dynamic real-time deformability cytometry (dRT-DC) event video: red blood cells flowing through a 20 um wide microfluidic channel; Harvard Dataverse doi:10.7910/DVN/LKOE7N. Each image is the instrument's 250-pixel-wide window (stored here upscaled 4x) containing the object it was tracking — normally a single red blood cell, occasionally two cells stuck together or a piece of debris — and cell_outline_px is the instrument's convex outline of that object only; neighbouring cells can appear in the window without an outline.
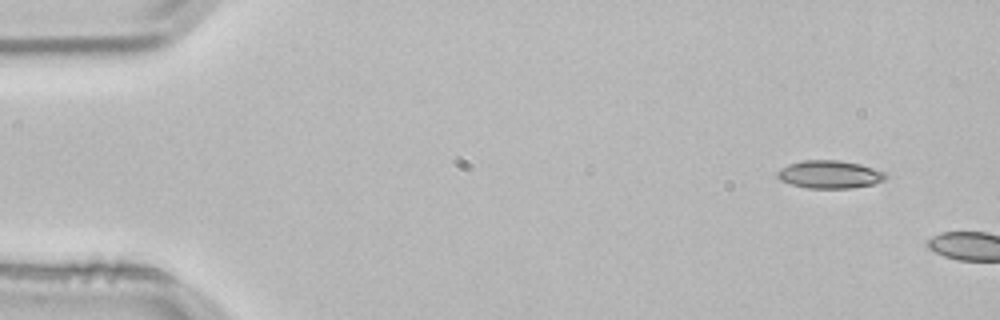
{"species": "common noctule bat (a hibernating species)", "species_latin": "Nyctalus noctula", "temperature_condition": "room temperature", "stored_images_in_passage": 2, "camera_frame_rate_fps": 3000, "um_per_image_px": 0.085, "animal": {"sex": "male", "body_mass_g": 21.5, "forearm_length_mm": 52.0}, "frame": {"image": 1, "passage_image": 1, "time_ms": 0.0, "image_size_px": [1000, 320], "cell_outline_px": [[888, 176], [884, 180], [872, 184], [852, 188], [808, 188], [792, 184], [780, 180], [776, 176], [776, 172], [780, 168], [788, 164], [804, 160], [840, 160], [860, 164], [884, 172]], "centroid_in_image_um": [70.49, 14.82], "position_along_channel_um": 14.5, "area_um2": 17.57}}